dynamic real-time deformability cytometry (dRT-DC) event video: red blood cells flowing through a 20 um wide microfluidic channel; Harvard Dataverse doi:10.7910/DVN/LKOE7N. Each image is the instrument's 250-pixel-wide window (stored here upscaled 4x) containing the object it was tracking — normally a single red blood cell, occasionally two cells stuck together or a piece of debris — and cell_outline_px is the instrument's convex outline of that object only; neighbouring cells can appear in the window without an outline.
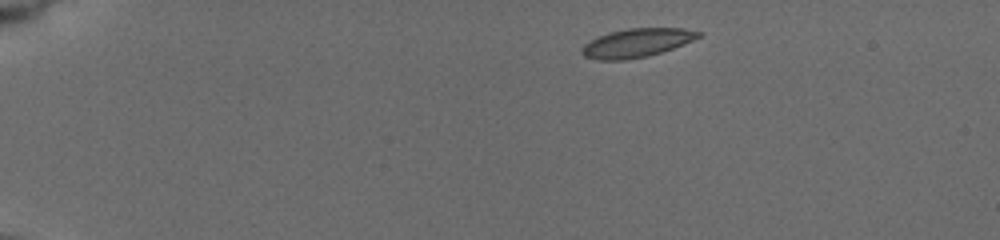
{"species": "common noctule bat (a hibernating species)", "species_latin": "Nyctalus noctula", "temperature_condition": "cold", "stored_images_in_passage": 15, "camera_frame_rate_fps": 3000, "um_per_image_px": 0.085, "animal": {"sex": "female", "body_mass_g": 19.5, "forearm_length_mm": 54.1}, "frame": {"image": 1, "passage_image": 1, "time_ms": 0.0, "image_size_px": [1000, 240], "cell_outline_px": [[700, 36], [692, 40], [672, 48], [648, 56], [624, 60], [596, 60], [584, 56], [580, 52], [580, 48], [584, 44], [608, 32], [628, 28], [684, 28], [700, 32]], "centroid_in_image_um": [54.06, 3.65], "position_along_channel_um": 30.9, "area_um2": 19.31}}
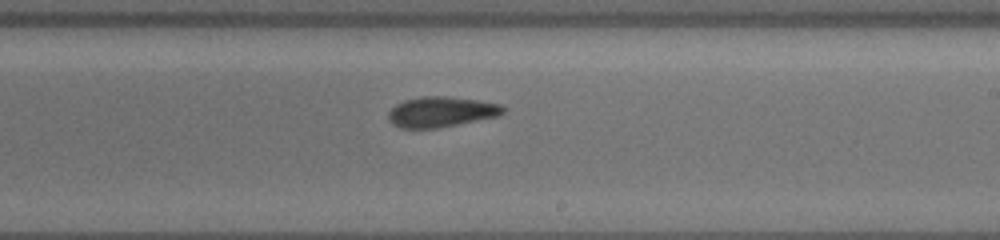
{"frame": {"image": 2, "passage_image": 9, "time_ms": 8.333, "image_size_px": [1000, 240], "cell_outline_px": [[508, 108], [500, 116], [436, 128], [400, 128], [392, 124], [388, 120], [388, 112], [396, 104], [404, 100], [420, 96], [444, 96], [480, 100], [500, 104]], "centroid_in_image_um": [37.52, 9.5], "position_along_channel_um": 251.5, "area_um2": 20.52}}
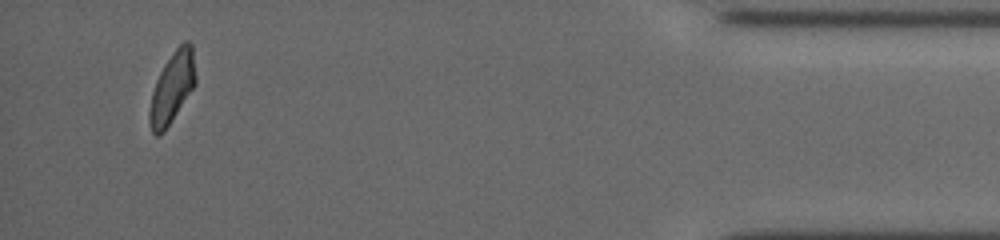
{"frame": {"image": 3, "passage_image": 15, "time_ms": 14.333, "image_size_px": [1000, 240], "cell_outline_px": [[196, 84], [164, 132], [156, 136], [152, 132], [148, 120], [148, 116], [152, 92], [156, 80], [164, 64], [172, 52], [184, 40], [188, 40], [192, 44], [196, 76]], "centroid_in_image_um": [14.64, 7.43], "position_along_channel_um": 420.6, "area_um2": 19.13}, "authors_computed_cell_mechanics": {"area_um2": 19.9988, "velocity_mm_per_s": 3.7587, "shape_relaxation_time_tau1_ms": 3.9511, "shape_relaxation_time_tau2_ms": 3.2675, "deformation_change_tau1": 0.1414, "deformation_change_tau2": 0.0867}}